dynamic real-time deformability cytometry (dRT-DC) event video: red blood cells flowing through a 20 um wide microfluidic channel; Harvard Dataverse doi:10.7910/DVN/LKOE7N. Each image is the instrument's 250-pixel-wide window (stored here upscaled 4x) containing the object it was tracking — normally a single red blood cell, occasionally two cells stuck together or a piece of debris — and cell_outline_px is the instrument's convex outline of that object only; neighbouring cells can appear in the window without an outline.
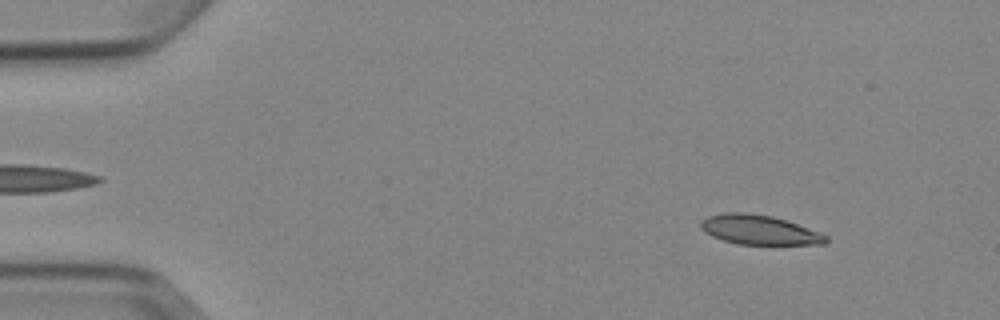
{"species": "Egyptian fruit bat (a non-hibernating species)", "species_latin": "Rousettus aegyptiacus", "temperature_condition": "cold", "stored_images_in_passage": 4, "camera_frame_rate_fps": 3000, "um_per_image_px": 0.085, "animal": {"sex": "female"}, "frame": {"image": 1, "passage_image": 1, "time_ms": 0.0, "image_size_px": [1000, 320], "cell_outline_px": [[828, 240], [824, 244], [736, 244], [712, 236], [704, 232], [700, 228], [700, 224], [708, 216], [724, 212], [744, 212], [772, 216], [796, 224], [828, 236]], "centroid_in_image_um": [64.49, 19.53], "position_along_channel_um": 20.5, "area_um2": 21.21}}
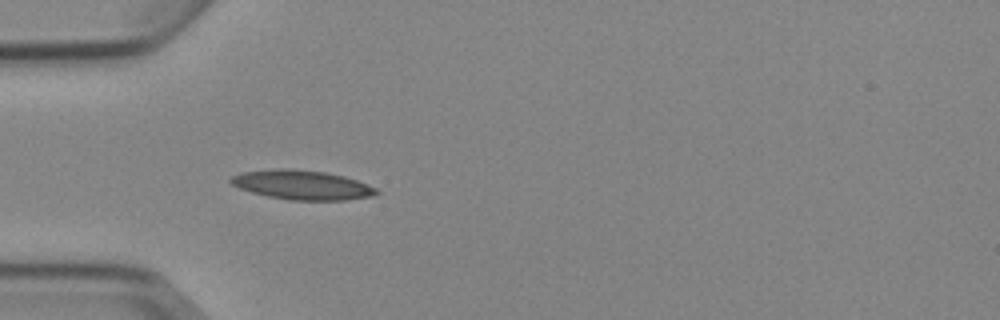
{"frame": {"image": 2, "passage_image": 4, "time_ms": 3.333, "image_size_px": [1000, 320], "cell_outline_px": [[380, 192], [376, 196], [344, 200], [288, 200], [268, 196], [252, 192], [240, 188], [232, 184], [228, 180], [232, 176], [240, 172], [280, 168], [288, 168], [324, 172], [344, 176], [368, 184], [376, 188]], "centroid_in_image_um": [25.69, 15.72], "position_along_channel_um": 59.3, "area_um2": 24.97}}